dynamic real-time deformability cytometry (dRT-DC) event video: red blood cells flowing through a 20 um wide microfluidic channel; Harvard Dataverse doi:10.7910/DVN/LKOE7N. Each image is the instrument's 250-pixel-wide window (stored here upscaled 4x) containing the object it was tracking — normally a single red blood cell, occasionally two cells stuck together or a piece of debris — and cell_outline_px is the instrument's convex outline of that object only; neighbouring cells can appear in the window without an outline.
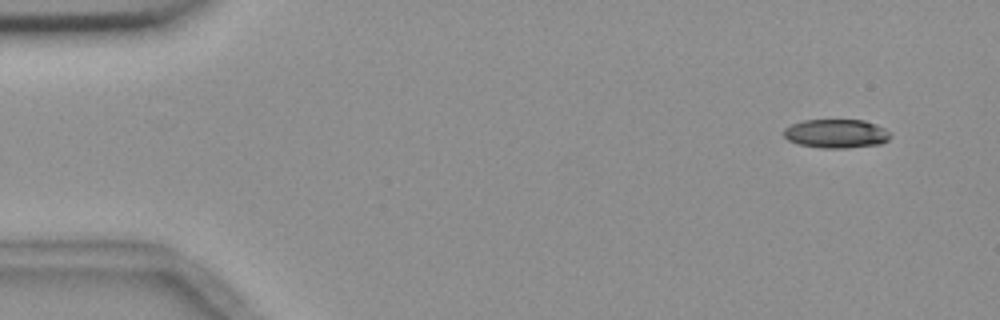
{"species": "common noctule bat (a hibernating species)", "species_latin": "Nyctalus noctula", "temperature_condition": "room temperature", "stored_images_in_passage": 7, "camera_frame_rate_fps": 3000, "um_per_image_px": 0.085, "animal": {"sex": "female", "body_mass_g": 18.4}, "frame": {"image": 1, "passage_image": 2, "time_ms": 1.333, "image_size_px": [1000, 320], "cell_outline_px": [[892, 136], [888, 140], [880, 144], [848, 148], [820, 148], [800, 144], [788, 140], [784, 136], [784, 128], [792, 124], [804, 120], [864, 120], [876, 124], [892, 132]], "centroid_in_image_um": [71.12, 11.36], "position_along_channel_um": 13.9, "area_um2": 18.03}}
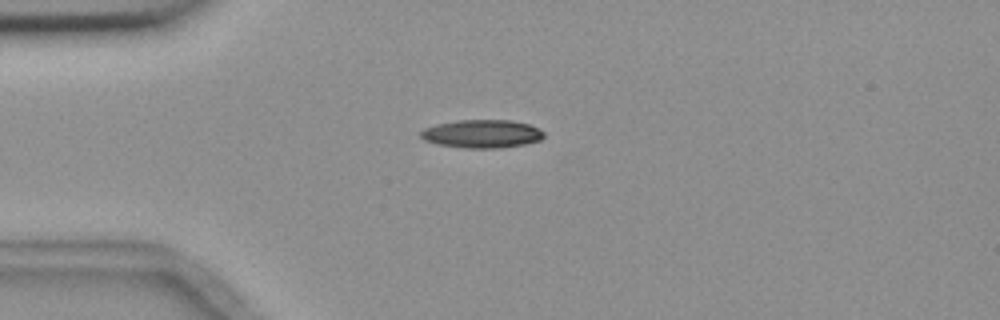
{"frame": {"image": 2, "passage_image": 5, "time_ms": 4.667, "image_size_px": [1000, 320], "cell_outline_px": [[544, 136], [540, 140], [524, 144], [500, 148], [464, 148], [436, 144], [424, 140], [420, 136], [420, 132], [424, 128], [436, 124], [456, 120], [512, 120], [528, 124], [540, 128], [544, 132]], "centroid_in_image_um": [40.96, 11.37], "position_along_channel_um": 44.0, "area_um2": 20.4}}